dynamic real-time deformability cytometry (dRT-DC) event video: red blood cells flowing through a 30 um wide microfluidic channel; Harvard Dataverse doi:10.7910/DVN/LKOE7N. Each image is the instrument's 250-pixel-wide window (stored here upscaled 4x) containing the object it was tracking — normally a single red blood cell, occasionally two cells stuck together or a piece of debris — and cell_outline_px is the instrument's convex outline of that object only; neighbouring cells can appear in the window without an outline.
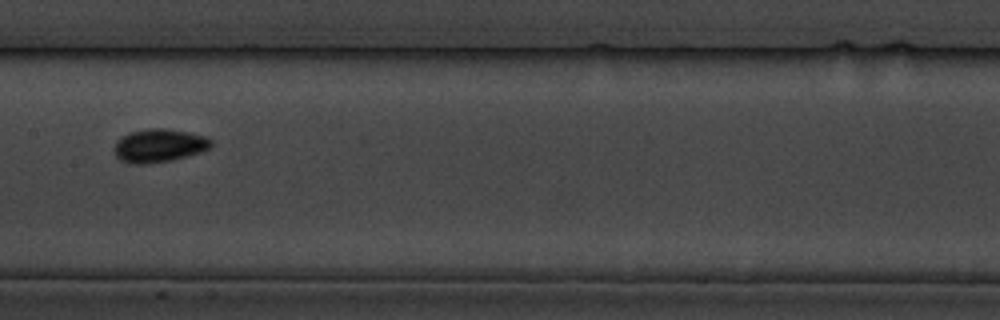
{"species": "common noctule bat (a hibernating species)", "species_latin": "Nyctalus noctula", "temperature_condition": "cold", "stored_images_in_passage": 14, "camera_frame_rate_fps": 3000, "um_per_image_px": 0.085, "animal": {"sex": "male", "body_mass_g": 19.5, "forearm_length_mm": 54.6}, "frame": {"image": 1, "passage_image": 7, "time_ms": 7.667, "image_size_px": [1000, 320], "cell_outline_px": [[212, 144], [208, 148], [200, 152], [172, 160], [148, 164], [128, 164], [120, 160], [116, 156], [112, 148], [116, 140], [120, 136], [128, 132], [152, 128], [164, 128], [188, 132], [208, 136], [212, 140]], "centroid_in_image_um": [13.47, 12.37], "position_along_channel_um": 193.9, "area_um2": 19.13}}
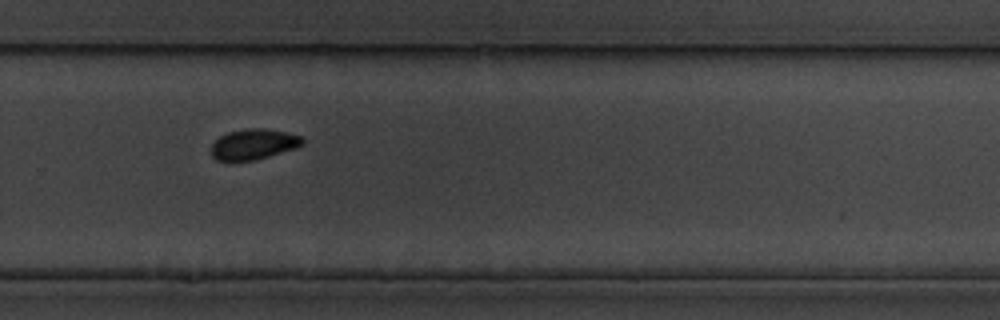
{"frame": {"image": 2, "passage_image": 10, "time_ms": 11.0, "image_size_px": [1000, 320], "cell_outline_px": [[304, 144], [296, 148], [256, 160], [216, 160], [212, 156], [212, 144], [220, 136], [228, 132], [248, 128], [264, 128], [284, 132], [300, 136], [304, 140]], "centroid_in_image_um": [21.57, 12.26], "position_along_channel_um": 308.2, "area_um2": 16.07}}
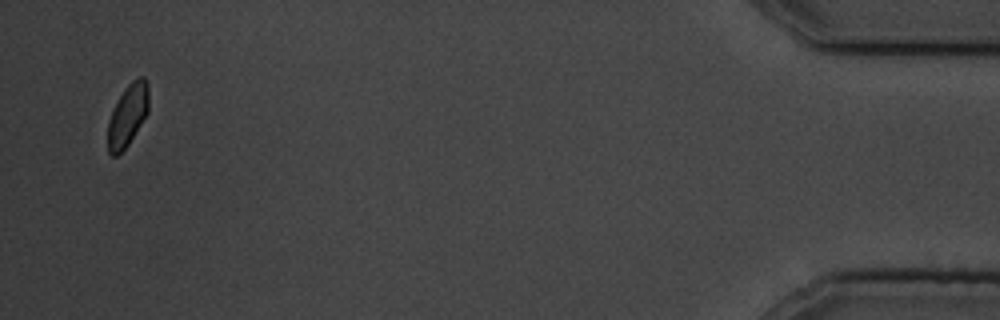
{"frame": {"image": 3, "passage_image": 14, "time_ms": 16.667, "image_size_px": [1000, 320], "cell_outline_px": [[148, 112], [128, 144], [116, 156], [112, 156], [108, 152], [108, 120], [112, 108], [124, 88], [132, 80], [140, 76], [144, 76], [148, 84]], "centroid_in_image_um": [10.84, 9.76], "position_along_channel_um": 424.4, "area_um2": 14.8}, "authors_computed_cell_mechanics": {"area_um2": 16.4441, "velocity_mm_per_s": 3.4583, "shape_relaxation_time_tau1_ms": 3.0559, "shape_relaxation_time_tau2_ms": null, "deformation_change_tau1": 0.0569, "deformation_change_tau2": null}}